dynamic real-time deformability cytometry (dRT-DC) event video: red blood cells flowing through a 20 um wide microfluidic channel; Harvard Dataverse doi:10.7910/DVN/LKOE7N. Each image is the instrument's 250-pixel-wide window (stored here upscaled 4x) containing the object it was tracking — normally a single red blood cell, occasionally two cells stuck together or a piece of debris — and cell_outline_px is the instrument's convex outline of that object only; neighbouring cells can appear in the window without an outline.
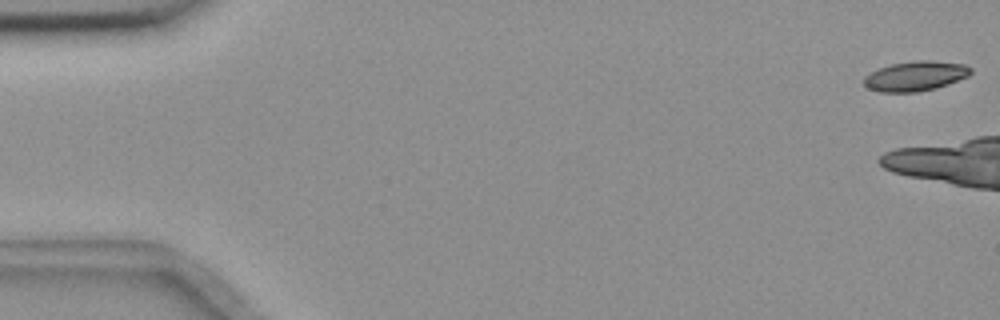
{"species": "common noctule bat (a hibernating species)", "species_latin": "Nyctalus noctula", "temperature_condition": "room temperature", "stored_images_in_passage": 7, "camera_frame_rate_fps": 3000, "um_per_image_px": 0.085, "animal": {"sex": "female", "body_mass_g": 18.4}, "frame": {"image": 1, "passage_image": 1, "time_ms": 0.0, "image_size_px": [1000, 320], "cell_outline_px": [[972, 72], [968, 76], [948, 84], [936, 88], [916, 92], [880, 92], [868, 88], [864, 84], [864, 76], [880, 68], [892, 64], [916, 60], [932, 60], [964, 64], [972, 68]], "centroid_in_image_um": [77.83, 6.46], "position_along_channel_um": 7.2, "area_um2": 18.5}}